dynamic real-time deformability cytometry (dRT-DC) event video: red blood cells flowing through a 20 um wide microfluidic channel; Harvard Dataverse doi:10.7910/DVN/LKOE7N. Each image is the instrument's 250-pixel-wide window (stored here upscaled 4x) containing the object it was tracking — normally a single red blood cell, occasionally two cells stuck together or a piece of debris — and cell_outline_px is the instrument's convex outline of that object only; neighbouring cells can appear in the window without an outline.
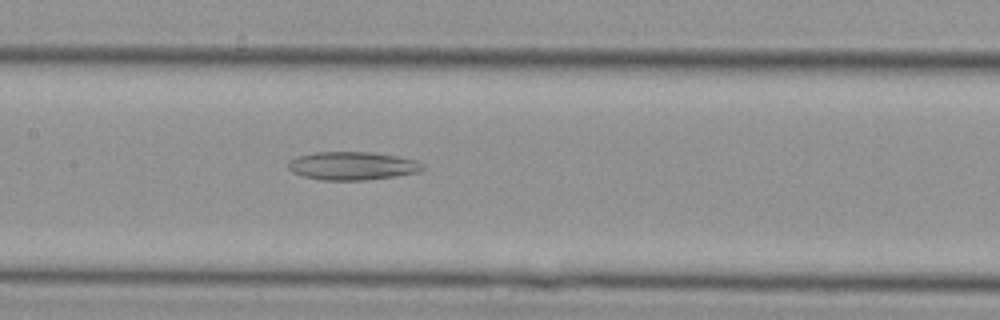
{"species": "Egyptian fruit bat (a non-hibernating species)", "species_latin": "Rousettus aegyptiacus", "temperature_condition": "cold", "stored_images_in_passage": 35, "camera_frame_rate_fps": 3000, "um_per_image_px": 0.085, "animal": {"sex": "female"}, "frame": {"image": 1, "passage_image": 17, "time_ms": 5.333, "image_size_px": [1000, 320], "cell_outline_px": [[424, 168], [420, 172], [396, 176], [364, 180], [320, 180], [304, 176], [292, 172], [288, 168], [288, 160], [296, 156], [316, 152], [372, 152], [396, 156], [416, 160], [424, 164]], "centroid_in_image_um": [29.94, 14.09], "position_along_channel_um": 177.5, "area_um2": 22.25}}
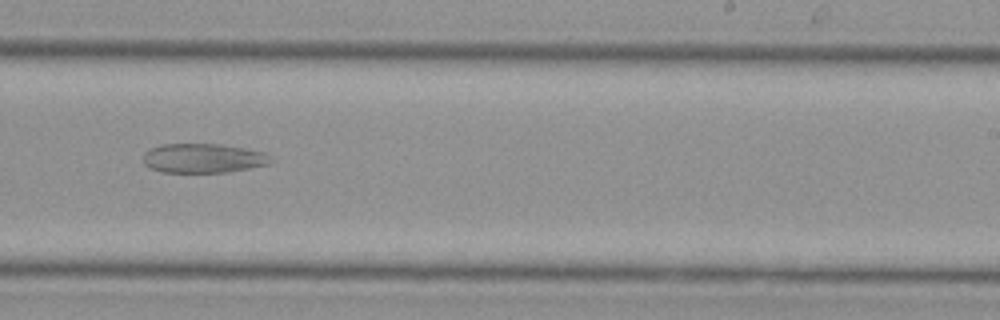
{"frame": {"image": 2, "passage_image": 22, "time_ms": 7.0, "image_size_px": [1000, 320], "cell_outline_px": [[272, 160], [268, 164], [248, 168], [224, 172], [160, 172], [148, 168], [144, 164], [144, 152], [148, 148], [160, 144], [220, 144], [244, 148], [264, 152]], "centroid_in_image_um": [17.19, 13.44], "position_along_channel_um": 271.8, "area_um2": 21.79}}
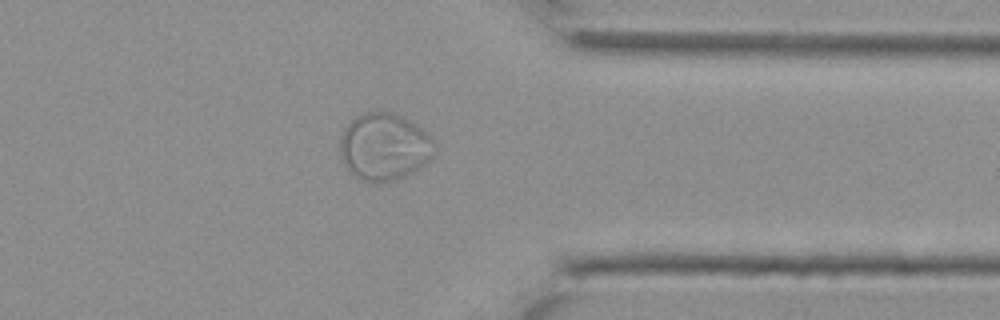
{"frame": {"image": 3, "passage_image": 28, "time_ms": 9.0, "image_size_px": [1000, 320], "cell_outline_px": [[436, 152], [424, 164], [412, 172], [404, 176], [376, 184], [360, 180], [352, 176], [348, 172], [340, 156], [340, 140], [344, 128], [356, 116], [364, 112], [392, 112], [416, 124], [432, 140]], "centroid_in_image_um": [32.61, 12.5], "position_along_channel_um": 378.8, "area_um2": 36.93}}